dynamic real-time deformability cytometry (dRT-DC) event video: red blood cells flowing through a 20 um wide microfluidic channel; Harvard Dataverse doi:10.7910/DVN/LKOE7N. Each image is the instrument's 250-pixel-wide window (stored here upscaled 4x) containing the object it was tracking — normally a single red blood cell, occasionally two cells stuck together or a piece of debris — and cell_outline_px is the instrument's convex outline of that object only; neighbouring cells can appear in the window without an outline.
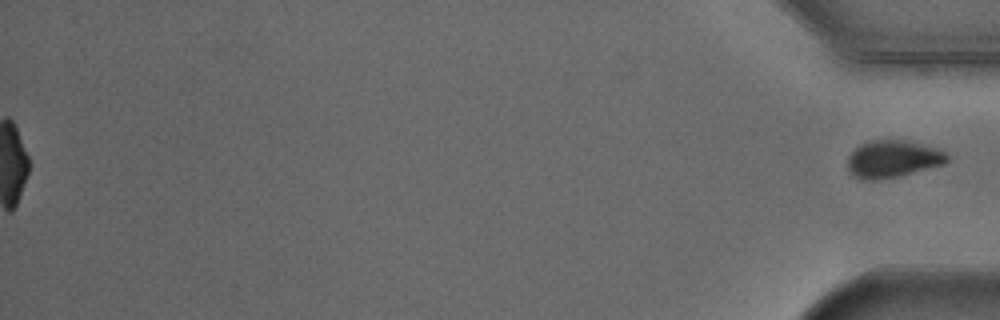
{"species": "Egyptian fruit bat (a non-hibernating species)", "species_latin": "Rousettus aegyptiacus", "temperature_condition": "cold", "stored_images_in_passage": 42, "segment_of_instrument_passage": [2, 2], "camera_frame_rate_fps": 3000, "um_per_image_px": 0.085, "animal": {"sex": "male"}, "frame": {"image": 1, "passage_image": 42, "time_ms": 13.667, "image_size_px": [1000, 320], "cell_outline_px": [[948, 160], [944, 164], [900, 176], [880, 180], [860, 180], [848, 172], [848, 156], [860, 144], [872, 140], [904, 140], [940, 148], [948, 156]], "centroid_in_image_um": [75.88, 13.52], "position_along_channel_um": 359.3, "area_um2": 21.79}}